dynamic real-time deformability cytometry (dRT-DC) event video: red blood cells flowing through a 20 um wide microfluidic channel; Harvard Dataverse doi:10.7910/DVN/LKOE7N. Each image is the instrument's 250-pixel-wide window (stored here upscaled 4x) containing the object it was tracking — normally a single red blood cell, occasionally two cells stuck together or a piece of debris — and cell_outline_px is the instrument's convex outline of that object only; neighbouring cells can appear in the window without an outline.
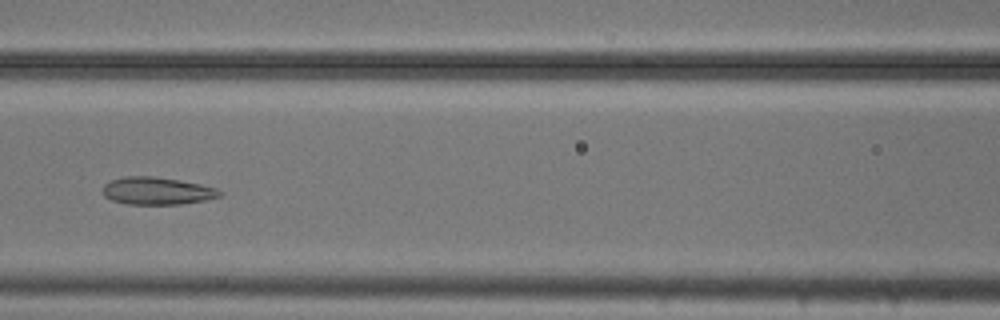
{"species": "common noctule bat (a hibernating species)", "species_latin": "Nyctalus noctula", "temperature_condition": "cold", "stored_images_in_passage": 53, "camera_frame_rate_fps": 3000, "um_per_image_px": 0.085, "animal": {"sex": "male", "body_mass_g": 20.5, "forearm_length_mm": 52.5}, "frame": {"image": 1, "passage_image": 23, "time_ms": 7.333, "image_size_px": [1000, 320], "cell_outline_px": [[224, 192], [220, 196], [204, 200], [180, 204], [128, 204], [112, 200], [104, 196], [104, 184], [112, 180], [124, 176], [152, 176], [180, 180], [200, 184], [216, 188]], "centroid_in_image_um": [13.36, 16.22], "position_along_channel_um": 153.2, "area_um2": 18.61}}
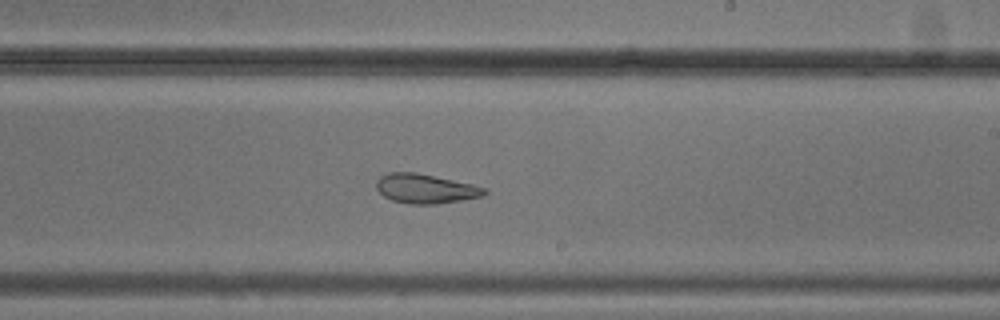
{"frame": {"image": 2, "passage_image": 31, "time_ms": 10.0, "image_size_px": [1000, 320], "cell_outline_px": [[488, 192], [480, 196], [460, 200], [436, 204], [408, 204], [392, 200], [384, 196], [376, 188], [376, 180], [380, 176], [388, 172], [416, 172], [472, 184], [488, 188]], "centroid_in_image_um": [36.14, 16.03], "position_along_channel_um": 252.9, "area_um2": 18.5}}
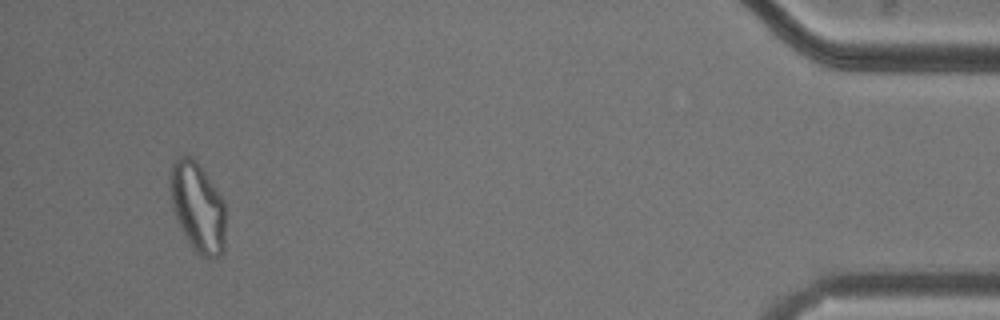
{"frame": {"image": 3, "passage_image": 50, "time_ms": 16.333, "image_size_px": [1000, 320], "cell_outline_px": [[224, 252], [220, 256], [208, 260], [200, 256], [192, 248], [172, 208], [172, 164], [176, 156], [192, 156], [200, 164], [224, 200]], "centroid_in_image_um": [16.84, 17.63], "position_along_channel_um": 418.4, "area_um2": 28.67}, "authors_computed_cell_mechanics": {"area_um2": 24.9118, "velocity_mm_per_s": 3.7503, "shape_relaxation_time_tau1_ms": null, "shape_relaxation_time_tau2_ms": 2.4584, "deformation_change_tau1": null, "deformation_change_tau2": 0.1068}}